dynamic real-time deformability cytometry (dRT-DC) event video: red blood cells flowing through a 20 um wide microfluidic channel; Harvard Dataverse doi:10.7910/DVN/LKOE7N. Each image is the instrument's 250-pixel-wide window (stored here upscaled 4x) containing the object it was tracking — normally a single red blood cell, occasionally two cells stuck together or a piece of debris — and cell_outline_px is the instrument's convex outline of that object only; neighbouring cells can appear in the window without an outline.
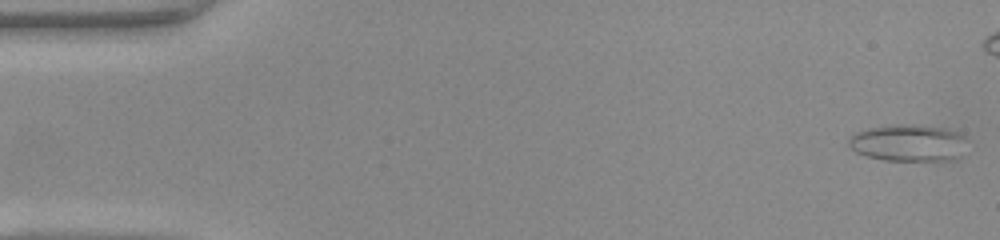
{"species": "common noctule bat (a hibernating species)", "species_latin": "Nyctalus noctula", "temperature_condition": "warm", "stored_images_in_passage": 40, "camera_frame_rate_fps": 3000, "um_per_image_px": 0.085, "animal": {"sex": "female", "body_mass_g": 22.0, "forearm_length_mm": 56.7}, "frame": {"image": 1, "passage_image": 1, "time_ms": 0.0, "image_size_px": [1000, 240], "cell_outline_px": [[964, 136], [952, 156], [948, 160], [884, 160], [868, 156], [856, 152], [848, 144], [848, 140], [856, 132], [868, 128], [888, 124], [920, 124], [944, 128], [956, 132]], "centroid_in_image_um": [77.03, 12.1], "position_along_channel_um": 8.0, "area_um2": 24.51}}
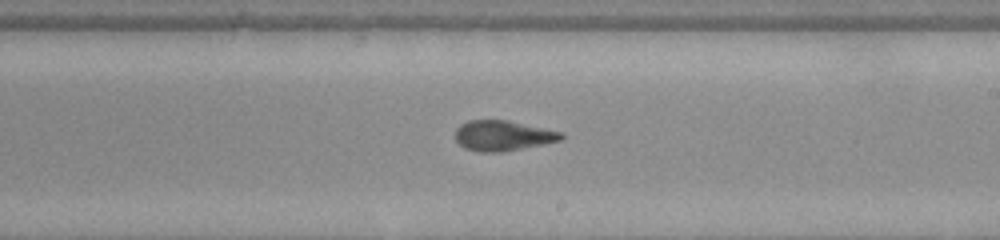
{"frame": {"image": 2, "passage_image": 28, "time_ms": 9.0, "image_size_px": [1000, 240], "cell_outline_px": [[564, 136], [560, 140], [544, 144], [500, 152], [480, 152], [464, 148], [456, 140], [456, 128], [460, 124], [468, 120], [508, 120], [564, 132]], "centroid_in_image_um": [42.75, 11.52], "position_along_channel_um": 246.3, "area_um2": 18.73}}
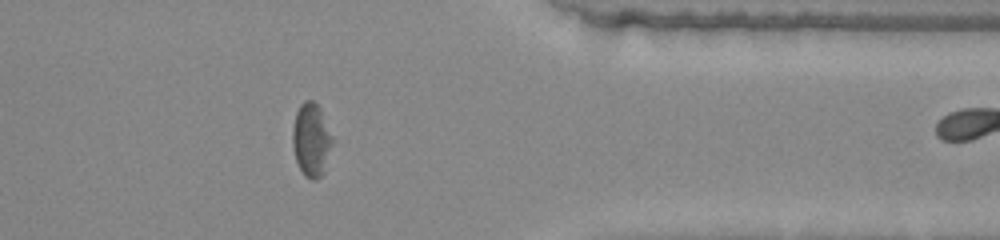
{"frame": {"image": 3, "passage_image": 39, "time_ms": 12.667, "image_size_px": [1000, 240], "cell_outline_px": [[332, 144], [324, 172], [316, 180], [312, 180], [304, 176], [296, 160], [292, 144], [292, 128], [296, 112], [300, 104], [304, 100], [312, 100], [320, 108], [332, 136]], "centroid_in_image_um": [26.44, 11.88], "position_along_channel_um": 385.0, "area_um2": 16.99}}